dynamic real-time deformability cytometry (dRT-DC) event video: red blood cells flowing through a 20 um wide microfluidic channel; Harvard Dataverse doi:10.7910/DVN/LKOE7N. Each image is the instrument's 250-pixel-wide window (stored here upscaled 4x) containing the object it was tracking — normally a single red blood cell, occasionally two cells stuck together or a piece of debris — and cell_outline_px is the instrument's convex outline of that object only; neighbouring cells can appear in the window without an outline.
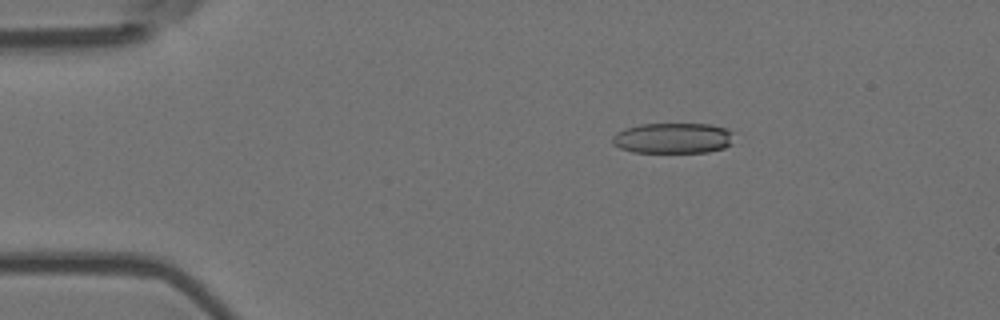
{"species": "Egyptian fruit bat (a non-hibernating species)", "species_latin": "Rousettus aegyptiacus", "temperature_condition": "room temperature", "stored_images_in_passage": 5, "camera_frame_rate_fps": 3000, "um_per_image_px": 0.085, "animal": {"sex": "female"}, "frame": {"image": 1, "passage_image": 3, "time_ms": 0.667, "image_size_px": [1000, 320], "cell_outline_px": [[736, 132], [732, 144], [724, 148], [708, 152], [632, 152], [620, 148], [612, 144], [612, 136], [616, 132], [624, 128], [640, 124], [712, 124]], "centroid_in_image_um": [57.23, 11.74], "position_along_channel_um": 27.8, "area_um2": 22.02}}
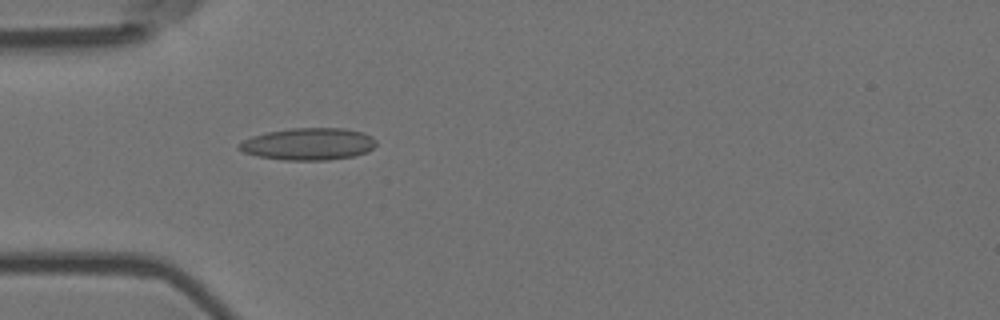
{"frame": {"image": 2, "passage_image": 5, "time_ms": 1.333, "image_size_px": [1000, 320], "cell_outline_px": [[376, 144], [368, 152], [352, 156], [328, 160], [284, 160], [260, 156], [244, 152], [236, 148], [236, 144], [252, 136], [268, 132], [292, 128], [344, 128], [360, 132], [372, 136], [376, 140]], "centroid_in_image_um": [26.21, 12.24], "position_along_channel_um": 58.8, "area_um2": 25.55}}